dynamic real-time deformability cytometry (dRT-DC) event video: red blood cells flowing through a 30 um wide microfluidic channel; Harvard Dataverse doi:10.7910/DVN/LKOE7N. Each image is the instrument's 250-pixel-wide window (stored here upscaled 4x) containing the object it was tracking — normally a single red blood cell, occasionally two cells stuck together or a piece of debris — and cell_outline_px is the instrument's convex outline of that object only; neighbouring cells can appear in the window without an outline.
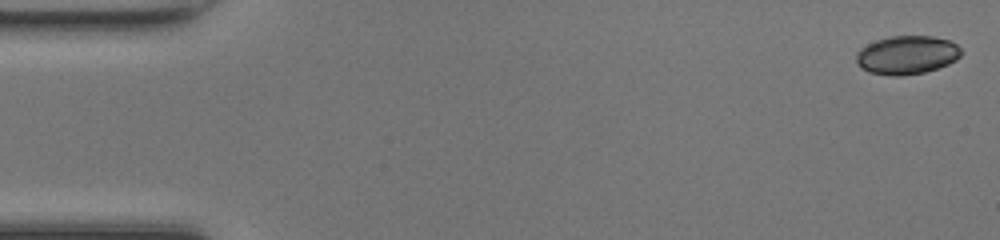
{"species": "common noctule bat (a hibernating species)", "species_latin": "Nyctalus noctula", "temperature_condition": "room temperature", "stored_images_in_passage": 48, "camera_frame_rate_fps": 3000, "um_per_image_px": 0.085, "animal": {"sex": "female", "body_mass_g": 17.0, "forearm_length_mm": 48.0}, "frame": {"image": 1, "passage_image": 1, "time_ms": 0.0, "image_size_px": [1000, 240], "cell_outline_px": [[964, 52], [956, 60], [948, 64], [924, 72], [900, 76], [892, 76], [868, 72], [860, 68], [856, 60], [856, 52], [860, 48], [876, 40], [888, 36], [932, 36], [948, 40], [956, 44]], "centroid_in_image_um": [77.07, 4.67], "position_along_channel_um": 7.9, "area_um2": 23.7}}
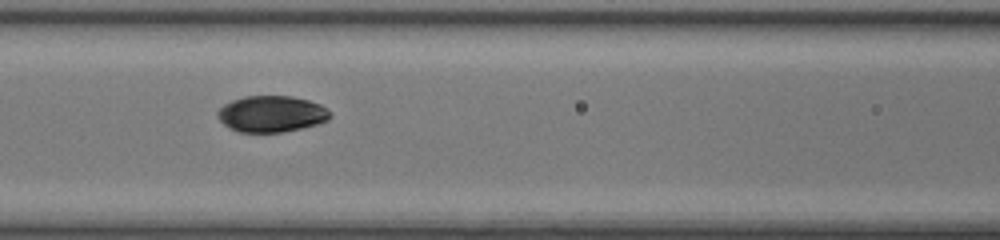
{"frame": {"image": 2, "passage_image": 21, "time_ms": 6.667, "image_size_px": [1000, 240], "cell_outline_px": [[332, 116], [328, 120], [316, 124], [300, 128], [280, 132], [240, 132], [228, 128], [220, 120], [216, 112], [224, 104], [232, 100], [244, 96], [292, 96], [308, 100], [320, 104], [332, 112]], "centroid_in_image_um": [23.08, 9.67], "position_along_channel_um": 143.5, "area_um2": 23.81}}
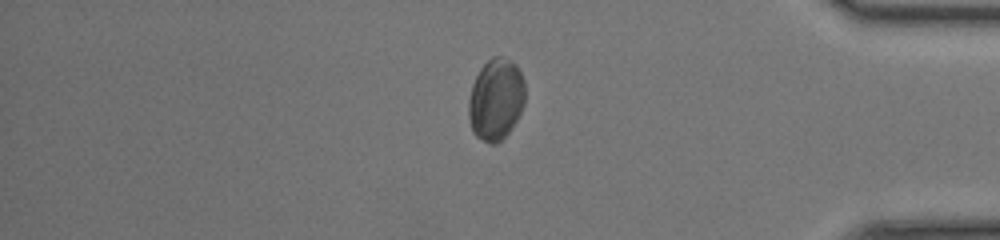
{"frame": {"image": 3, "passage_image": 41, "time_ms": 13.333, "image_size_px": [1000, 240], "cell_outline_px": [[524, 104], [512, 128], [496, 144], [488, 144], [476, 136], [472, 132], [468, 116], [468, 100], [472, 84], [480, 68], [492, 56], [500, 56], [516, 64], [524, 80]], "centroid_in_image_um": [42.13, 8.46], "position_along_channel_um": 393.1, "area_um2": 26.93}, "authors_computed_cell_mechanics": {"area_um2": 23.8425, "velocity_mm_per_s": 4.2062, "shape_relaxation_time_tau1_ms": 3.6594, "shape_relaxation_time_tau2_ms": 1.926, "deformation_change_tau1": 0.1051, "deformation_change_tau2": 0.0361}}